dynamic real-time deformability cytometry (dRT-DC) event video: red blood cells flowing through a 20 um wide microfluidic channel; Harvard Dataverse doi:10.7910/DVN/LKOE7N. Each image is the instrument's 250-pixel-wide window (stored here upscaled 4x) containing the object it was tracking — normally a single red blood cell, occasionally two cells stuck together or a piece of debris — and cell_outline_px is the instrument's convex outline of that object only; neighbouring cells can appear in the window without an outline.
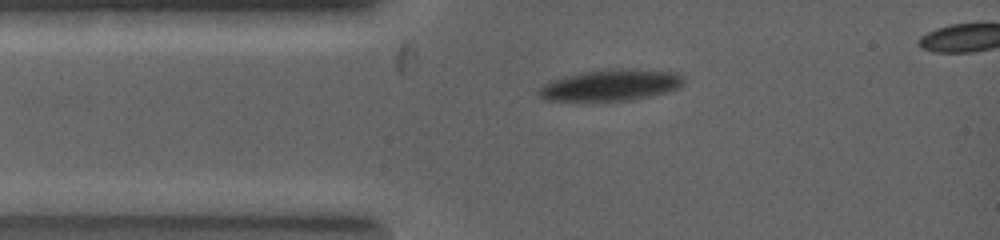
{"species": "common noctule bat (a hibernating species)", "species_latin": "Nyctalus noctula", "temperature_condition": "warm", "stored_images_in_passage": 3, "segment_of_instrument_passage": [1, 2], "camera_frame_rate_fps": 5000, "um_per_image_px": 0.085, "animal": {"sex": "female", "body_mass_g": 19.0, "forearm_length_mm": 53.3}, "frame": {"image": 1, "passage_image": 1, "time_ms": 0.0, "image_size_px": [1000, 240], "cell_outline_px": [[684, 80], [676, 88], [648, 96], [632, 100], [548, 100], [540, 96], [536, 92], [540, 88], [556, 80], [584, 72], [620, 68], [672, 72], [684, 76]], "centroid_in_image_um": [51.94, 7.24], "position_along_channel_um": 33.1, "area_um2": 25.26}}